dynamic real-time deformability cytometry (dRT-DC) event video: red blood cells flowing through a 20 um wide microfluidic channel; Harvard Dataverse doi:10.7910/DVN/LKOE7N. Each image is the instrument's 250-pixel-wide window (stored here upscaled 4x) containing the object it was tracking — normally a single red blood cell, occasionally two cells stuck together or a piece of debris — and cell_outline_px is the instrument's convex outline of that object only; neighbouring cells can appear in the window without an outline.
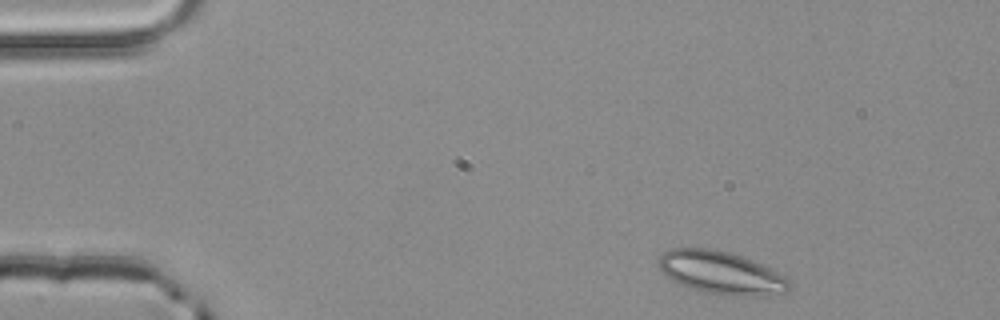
{"species": "common noctule bat (a hibernating species)", "species_latin": "Nyctalus noctula", "temperature_condition": "room temperature", "stored_images_in_passage": 3, "camera_frame_rate_fps": 3000, "um_per_image_px": 0.085, "animal": {"sex": "male", "body_mass_g": 20.4}, "frame": {"image": 1, "passage_image": 1, "time_ms": 0.0, "image_size_px": [1000, 320], "cell_outline_px": [[792, 284], [788, 292], [768, 296], [740, 296], [704, 292], [676, 284], [660, 268], [660, 256], [664, 252], [672, 248], [712, 248], [728, 252], [752, 260], [788, 276]], "centroid_in_image_um": [61.37, 23.2], "position_along_channel_um": 23.6, "area_um2": 32.77}}